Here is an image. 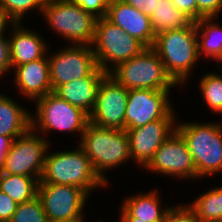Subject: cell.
I'll list each match as a JSON object with an SVG mask.
<instances>
[{"label":"cell","mask_w":222,"mask_h":222,"mask_svg":"<svg viewBox=\"0 0 222 222\" xmlns=\"http://www.w3.org/2000/svg\"><path fill=\"white\" fill-rule=\"evenodd\" d=\"M152 49L159 55L167 73L181 84L187 83L192 68L199 61L195 22L187 27L161 32L155 36Z\"/></svg>","instance_id":"obj_1"},{"label":"cell","mask_w":222,"mask_h":222,"mask_svg":"<svg viewBox=\"0 0 222 222\" xmlns=\"http://www.w3.org/2000/svg\"><path fill=\"white\" fill-rule=\"evenodd\" d=\"M79 141L78 146L89 157L96 173L108 184L105 171L132 159L125 130L102 128L89 122Z\"/></svg>","instance_id":"obj_2"},{"label":"cell","mask_w":222,"mask_h":222,"mask_svg":"<svg viewBox=\"0 0 222 222\" xmlns=\"http://www.w3.org/2000/svg\"><path fill=\"white\" fill-rule=\"evenodd\" d=\"M39 183L72 185L84 189L89 195L96 188L108 186L79 146L74 150L47 153Z\"/></svg>","instance_id":"obj_3"},{"label":"cell","mask_w":222,"mask_h":222,"mask_svg":"<svg viewBox=\"0 0 222 222\" xmlns=\"http://www.w3.org/2000/svg\"><path fill=\"white\" fill-rule=\"evenodd\" d=\"M176 130L187 143L199 178L222 172V124L179 122Z\"/></svg>","instance_id":"obj_4"},{"label":"cell","mask_w":222,"mask_h":222,"mask_svg":"<svg viewBox=\"0 0 222 222\" xmlns=\"http://www.w3.org/2000/svg\"><path fill=\"white\" fill-rule=\"evenodd\" d=\"M108 74L128 90H171L178 85L152 48H145L139 55L119 63Z\"/></svg>","instance_id":"obj_5"},{"label":"cell","mask_w":222,"mask_h":222,"mask_svg":"<svg viewBox=\"0 0 222 222\" xmlns=\"http://www.w3.org/2000/svg\"><path fill=\"white\" fill-rule=\"evenodd\" d=\"M56 34L76 45H92L97 18L72 0H46L40 13Z\"/></svg>","instance_id":"obj_6"},{"label":"cell","mask_w":222,"mask_h":222,"mask_svg":"<svg viewBox=\"0 0 222 222\" xmlns=\"http://www.w3.org/2000/svg\"><path fill=\"white\" fill-rule=\"evenodd\" d=\"M91 46L98 67L106 73L119 63L139 55L146 48L139 40L114 25L106 17L97 19Z\"/></svg>","instance_id":"obj_7"},{"label":"cell","mask_w":222,"mask_h":222,"mask_svg":"<svg viewBox=\"0 0 222 222\" xmlns=\"http://www.w3.org/2000/svg\"><path fill=\"white\" fill-rule=\"evenodd\" d=\"M34 103L36 116L31 114V128L37 134L41 132L44 136L50 130H61L81 133V138L89 123V115L82 109L68 103L54 92L38 98Z\"/></svg>","instance_id":"obj_8"},{"label":"cell","mask_w":222,"mask_h":222,"mask_svg":"<svg viewBox=\"0 0 222 222\" xmlns=\"http://www.w3.org/2000/svg\"><path fill=\"white\" fill-rule=\"evenodd\" d=\"M41 136L30 128L22 136L15 138L1 172L40 179L48 148L50 149L49 140Z\"/></svg>","instance_id":"obj_9"},{"label":"cell","mask_w":222,"mask_h":222,"mask_svg":"<svg viewBox=\"0 0 222 222\" xmlns=\"http://www.w3.org/2000/svg\"><path fill=\"white\" fill-rule=\"evenodd\" d=\"M89 194L82 188L54 183H39L40 198L48 222H73L82 214Z\"/></svg>","instance_id":"obj_10"},{"label":"cell","mask_w":222,"mask_h":222,"mask_svg":"<svg viewBox=\"0 0 222 222\" xmlns=\"http://www.w3.org/2000/svg\"><path fill=\"white\" fill-rule=\"evenodd\" d=\"M170 90L131 89L125 111V129H134L160 119H175Z\"/></svg>","instance_id":"obj_11"},{"label":"cell","mask_w":222,"mask_h":222,"mask_svg":"<svg viewBox=\"0 0 222 222\" xmlns=\"http://www.w3.org/2000/svg\"><path fill=\"white\" fill-rule=\"evenodd\" d=\"M71 45L48 56L53 91L60 85L89 76L98 67L92 46Z\"/></svg>","instance_id":"obj_12"},{"label":"cell","mask_w":222,"mask_h":222,"mask_svg":"<svg viewBox=\"0 0 222 222\" xmlns=\"http://www.w3.org/2000/svg\"><path fill=\"white\" fill-rule=\"evenodd\" d=\"M128 94L129 90L107 73L101 79L89 122L102 128L125 130Z\"/></svg>","instance_id":"obj_13"},{"label":"cell","mask_w":222,"mask_h":222,"mask_svg":"<svg viewBox=\"0 0 222 222\" xmlns=\"http://www.w3.org/2000/svg\"><path fill=\"white\" fill-rule=\"evenodd\" d=\"M144 168L162 176L199 179L187 143L177 130L157 149Z\"/></svg>","instance_id":"obj_14"},{"label":"cell","mask_w":222,"mask_h":222,"mask_svg":"<svg viewBox=\"0 0 222 222\" xmlns=\"http://www.w3.org/2000/svg\"><path fill=\"white\" fill-rule=\"evenodd\" d=\"M175 120L177 119H160L134 129H125L132 160L144 168L157 149L175 132Z\"/></svg>","instance_id":"obj_15"},{"label":"cell","mask_w":222,"mask_h":222,"mask_svg":"<svg viewBox=\"0 0 222 222\" xmlns=\"http://www.w3.org/2000/svg\"><path fill=\"white\" fill-rule=\"evenodd\" d=\"M106 18L139 40L146 48H152L156 35L152 30L150 16L140 9L122 0H109Z\"/></svg>","instance_id":"obj_16"},{"label":"cell","mask_w":222,"mask_h":222,"mask_svg":"<svg viewBox=\"0 0 222 222\" xmlns=\"http://www.w3.org/2000/svg\"><path fill=\"white\" fill-rule=\"evenodd\" d=\"M48 55L29 63L22 64L14 68V82L19 92H22L25 98L36 101L53 92L50 82V71Z\"/></svg>","instance_id":"obj_17"},{"label":"cell","mask_w":222,"mask_h":222,"mask_svg":"<svg viewBox=\"0 0 222 222\" xmlns=\"http://www.w3.org/2000/svg\"><path fill=\"white\" fill-rule=\"evenodd\" d=\"M21 23H12L10 32V60L12 67L43 58L48 51L45 40L40 34L22 27Z\"/></svg>","instance_id":"obj_18"},{"label":"cell","mask_w":222,"mask_h":222,"mask_svg":"<svg viewBox=\"0 0 222 222\" xmlns=\"http://www.w3.org/2000/svg\"><path fill=\"white\" fill-rule=\"evenodd\" d=\"M106 74L97 67L89 76L60 85L53 92L90 115L97 99L101 79Z\"/></svg>","instance_id":"obj_19"},{"label":"cell","mask_w":222,"mask_h":222,"mask_svg":"<svg viewBox=\"0 0 222 222\" xmlns=\"http://www.w3.org/2000/svg\"><path fill=\"white\" fill-rule=\"evenodd\" d=\"M19 103L0 93V135L13 140L31 128V112Z\"/></svg>","instance_id":"obj_20"},{"label":"cell","mask_w":222,"mask_h":222,"mask_svg":"<svg viewBox=\"0 0 222 222\" xmlns=\"http://www.w3.org/2000/svg\"><path fill=\"white\" fill-rule=\"evenodd\" d=\"M157 190L129 196L122 203V208L134 218L145 222H162L170 206L162 207ZM163 208V209H162Z\"/></svg>","instance_id":"obj_21"},{"label":"cell","mask_w":222,"mask_h":222,"mask_svg":"<svg viewBox=\"0 0 222 222\" xmlns=\"http://www.w3.org/2000/svg\"><path fill=\"white\" fill-rule=\"evenodd\" d=\"M214 19L215 17H203L195 22L198 54L199 57L203 55L206 59H214L222 64V26Z\"/></svg>","instance_id":"obj_22"},{"label":"cell","mask_w":222,"mask_h":222,"mask_svg":"<svg viewBox=\"0 0 222 222\" xmlns=\"http://www.w3.org/2000/svg\"><path fill=\"white\" fill-rule=\"evenodd\" d=\"M150 20L155 35L168 30L182 29L192 22L171 0H157Z\"/></svg>","instance_id":"obj_23"},{"label":"cell","mask_w":222,"mask_h":222,"mask_svg":"<svg viewBox=\"0 0 222 222\" xmlns=\"http://www.w3.org/2000/svg\"><path fill=\"white\" fill-rule=\"evenodd\" d=\"M39 181V178L0 172V190L18 204L38 196Z\"/></svg>","instance_id":"obj_24"},{"label":"cell","mask_w":222,"mask_h":222,"mask_svg":"<svg viewBox=\"0 0 222 222\" xmlns=\"http://www.w3.org/2000/svg\"><path fill=\"white\" fill-rule=\"evenodd\" d=\"M188 205L199 221H222V186L212 187Z\"/></svg>","instance_id":"obj_25"},{"label":"cell","mask_w":222,"mask_h":222,"mask_svg":"<svg viewBox=\"0 0 222 222\" xmlns=\"http://www.w3.org/2000/svg\"><path fill=\"white\" fill-rule=\"evenodd\" d=\"M199 90L206 105L212 113H222V76L221 74L206 73L200 79Z\"/></svg>","instance_id":"obj_26"},{"label":"cell","mask_w":222,"mask_h":222,"mask_svg":"<svg viewBox=\"0 0 222 222\" xmlns=\"http://www.w3.org/2000/svg\"><path fill=\"white\" fill-rule=\"evenodd\" d=\"M45 2L46 0H0V7L13 23H21L28 11L37 9L42 13Z\"/></svg>","instance_id":"obj_27"},{"label":"cell","mask_w":222,"mask_h":222,"mask_svg":"<svg viewBox=\"0 0 222 222\" xmlns=\"http://www.w3.org/2000/svg\"><path fill=\"white\" fill-rule=\"evenodd\" d=\"M9 222H48L40 198L18 204Z\"/></svg>","instance_id":"obj_28"},{"label":"cell","mask_w":222,"mask_h":222,"mask_svg":"<svg viewBox=\"0 0 222 222\" xmlns=\"http://www.w3.org/2000/svg\"><path fill=\"white\" fill-rule=\"evenodd\" d=\"M162 222H199L194 210L187 204L171 206L164 215Z\"/></svg>","instance_id":"obj_29"},{"label":"cell","mask_w":222,"mask_h":222,"mask_svg":"<svg viewBox=\"0 0 222 222\" xmlns=\"http://www.w3.org/2000/svg\"><path fill=\"white\" fill-rule=\"evenodd\" d=\"M86 12L100 19L107 16L109 0H72Z\"/></svg>","instance_id":"obj_30"},{"label":"cell","mask_w":222,"mask_h":222,"mask_svg":"<svg viewBox=\"0 0 222 222\" xmlns=\"http://www.w3.org/2000/svg\"><path fill=\"white\" fill-rule=\"evenodd\" d=\"M197 20L203 17H216L222 11V0H196Z\"/></svg>","instance_id":"obj_31"},{"label":"cell","mask_w":222,"mask_h":222,"mask_svg":"<svg viewBox=\"0 0 222 222\" xmlns=\"http://www.w3.org/2000/svg\"><path fill=\"white\" fill-rule=\"evenodd\" d=\"M10 70L13 71L10 60V43L5 35H0V79Z\"/></svg>","instance_id":"obj_32"},{"label":"cell","mask_w":222,"mask_h":222,"mask_svg":"<svg viewBox=\"0 0 222 222\" xmlns=\"http://www.w3.org/2000/svg\"><path fill=\"white\" fill-rule=\"evenodd\" d=\"M17 206L18 203L0 190V222H9L16 211Z\"/></svg>","instance_id":"obj_33"},{"label":"cell","mask_w":222,"mask_h":222,"mask_svg":"<svg viewBox=\"0 0 222 222\" xmlns=\"http://www.w3.org/2000/svg\"><path fill=\"white\" fill-rule=\"evenodd\" d=\"M173 4L192 21H197L196 0H171Z\"/></svg>","instance_id":"obj_34"},{"label":"cell","mask_w":222,"mask_h":222,"mask_svg":"<svg viewBox=\"0 0 222 222\" xmlns=\"http://www.w3.org/2000/svg\"><path fill=\"white\" fill-rule=\"evenodd\" d=\"M125 3L140 9L144 14L151 16L157 5V0H122Z\"/></svg>","instance_id":"obj_35"},{"label":"cell","mask_w":222,"mask_h":222,"mask_svg":"<svg viewBox=\"0 0 222 222\" xmlns=\"http://www.w3.org/2000/svg\"><path fill=\"white\" fill-rule=\"evenodd\" d=\"M13 143V139L0 135V172L4 166L6 155Z\"/></svg>","instance_id":"obj_36"},{"label":"cell","mask_w":222,"mask_h":222,"mask_svg":"<svg viewBox=\"0 0 222 222\" xmlns=\"http://www.w3.org/2000/svg\"><path fill=\"white\" fill-rule=\"evenodd\" d=\"M13 22L7 17L6 13L0 7V35H5L7 26Z\"/></svg>","instance_id":"obj_37"},{"label":"cell","mask_w":222,"mask_h":222,"mask_svg":"<svg viewBox=\"0 0 222 222\" xmlns=\"http://www.w3.org/2000/svg\"><path fill=\"white\" fill-rule=\"evenodd\" d=\"M120 222H145L139 218L131 217L122 207L120 209Z\"/></svg>","instance_id":"obj_38"},{"label":"cell","mask_w":222,"mask_h":222,"mask_svg":"<svg viewBox=\"0 0 222 222\" xmlns=\"http://www.w3.org/2000/svg\"><path fill=\"white\" fill-rule=\"evenodd\" d=\"M73 222H84V218H81V219L73 221Z\"/></svg>","instance_id":"obj_39"},{"label":"cell","mask_w":222,"mask_h":222,"mask_svg":"<svg viewBox=\"0 0 222 222\" xmlns=\"http://www.w3.org/2000/svg\"><path fill=\"white\" fill-rule=\"evenodd\" d=\"M199 222H222V221H199Z\"/></svg>","instance_id":"obj_40"}]
</instances>
